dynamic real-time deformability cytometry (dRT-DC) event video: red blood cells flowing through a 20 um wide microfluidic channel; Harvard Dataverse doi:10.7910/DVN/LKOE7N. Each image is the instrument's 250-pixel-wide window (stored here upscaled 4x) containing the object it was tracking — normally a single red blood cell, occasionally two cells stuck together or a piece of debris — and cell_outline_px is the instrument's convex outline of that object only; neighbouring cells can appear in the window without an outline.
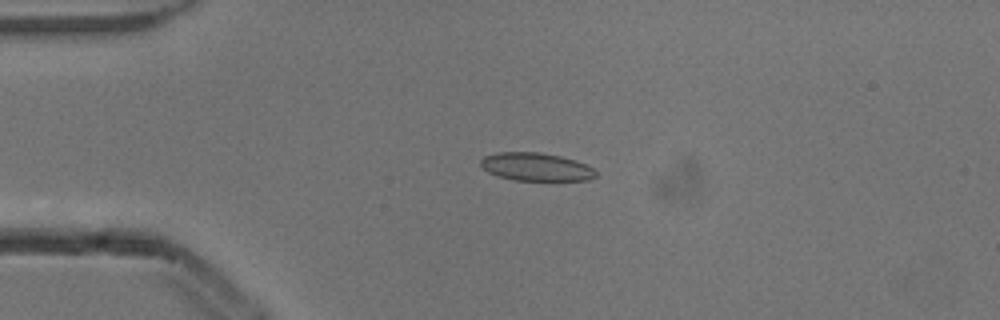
{"species": "common noctule bat (a hibernating species)", "species_latin": "Nyctalus noctula", "temperature_condition": "cold", "stored_images_in_passage": 5, "camera_frame_rate_fps": 3000, "um_per_image_px": 0.085, "animal": {"sex": "male", "body_mass_g": 13.3}, "frame": {"image": 1, "passage_image": 4, "time_ms": 1.0, "image_size_px": [1000, 320], "cell_outline_px": [[596, 176], [588, 180], [512, 180], [488, 172], [480, 164], [480, 160], [484, 156], [496, 152], [540, 152], [560, 156], [576, 160], [592, 168], [596, 172]], "centroid_in_image_um": [45.54, 14.17], "position_along_channel_um": 39.5, "area_um2": 18.73}}